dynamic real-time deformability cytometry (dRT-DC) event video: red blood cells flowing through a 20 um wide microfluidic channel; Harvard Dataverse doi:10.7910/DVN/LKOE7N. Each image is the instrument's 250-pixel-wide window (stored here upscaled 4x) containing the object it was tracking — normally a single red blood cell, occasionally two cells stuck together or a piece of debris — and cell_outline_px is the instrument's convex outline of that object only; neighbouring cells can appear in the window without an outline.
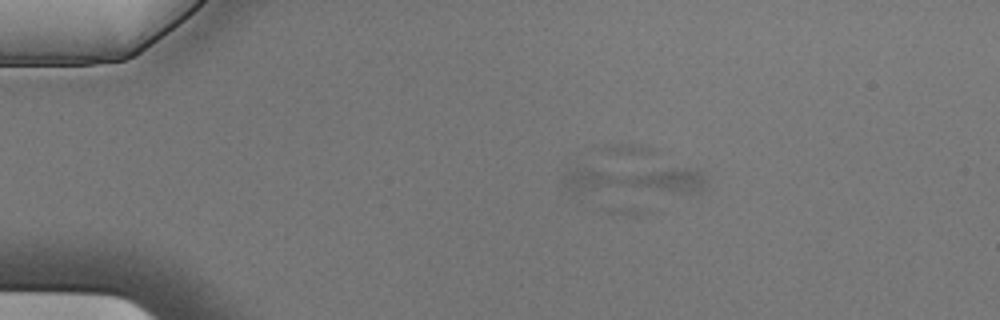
{"species": "Egyptian fruit bat (a non-hibernating species)", "species_latin": "Rousettus aegyptiacus", "temperature_condition": "cold", "stored_images_in_passage": 56, "camera_frame_rate_fps": 3000, "um_per_image_px": 0.085, "animal": {"sex": "male"}, "frame": {"image": 1, "passage_image": 10, "time_ms": 3.0, "image_size_px": [1000, 320], "cell_outline_px": [[708, 188], [700, 192], [672, 192], [568, 188], [560, 180], [564, 172], [576, 168], [696, 168], [704, 172], [708, 180]], "centroid_in_image_um": [54.17, 15.25], "position_along_channel_um": 30.8, "area_um2": 22.83}}